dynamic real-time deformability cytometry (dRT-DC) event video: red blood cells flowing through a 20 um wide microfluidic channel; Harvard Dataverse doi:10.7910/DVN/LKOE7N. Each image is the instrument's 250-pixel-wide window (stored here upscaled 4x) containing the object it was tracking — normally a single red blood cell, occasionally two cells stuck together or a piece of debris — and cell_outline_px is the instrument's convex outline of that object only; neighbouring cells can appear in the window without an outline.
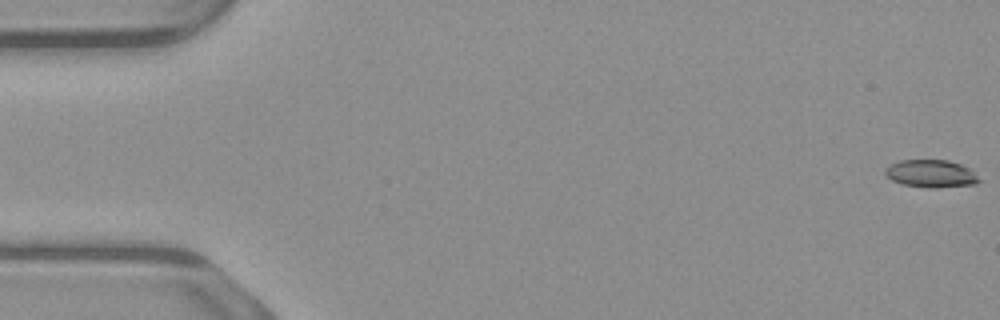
{"species": "common noctule bat (a hibernating species)", "species_latin": "Nyctalus noctula", "temperature_condition": "warm", "stored_images_in_passage": 54, "camera_frame_rate_fps": 3000, "um_per_image_px": 0.085, "animal": {"sex": "male", "body_mass_g": 23.1, "forearm_length_mm": 52.7}, "frame": {"image": 1, "passage_image": 1, "time_ms": 0.0, "image_size_px": [1000, 320], "cell_outline_px": [[980, 180], [976, 184], [936, 188], [932, 188], [904, 184], [892, 180], [884, 172], [884, 168], [900, 160], [948, 160], [972, 168]], "centroid_in_image_um": [79.18, 14.75], "position_along_channel_um": 5.8, "area_um2": 15.09}}
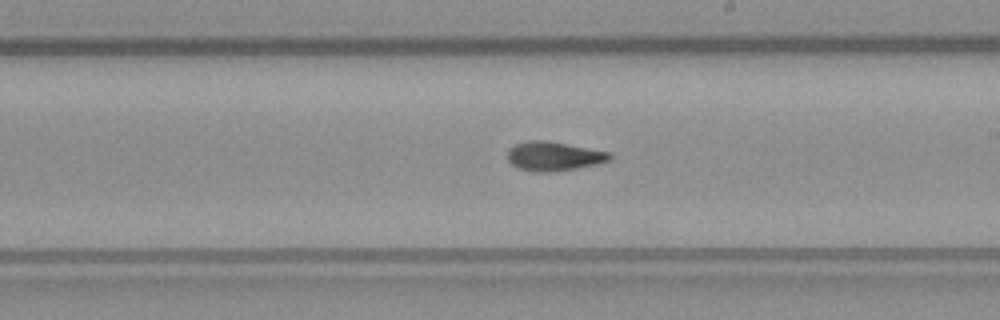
{"frame": {"image": 2, "passage_image": 31, "time_ms": 10.0, "image_size_px": [1000, 320], "cell_outline_px": [[612, 160], [600, 164], [556, 172], [532, 172], [520, 168], [512, 164], [508, 160], [508, 148], [516, 144], [528, 140], [548, 140], [612, 152]], "centroid_in_image_um": [47.13, 13.28], "position_along_channel_um": 241.9, "area_um2": 17.8}}
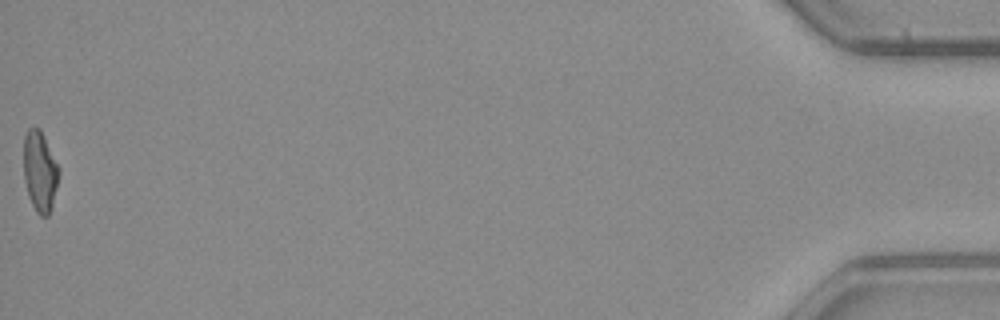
{"frame": {"image": 3, "passage_image": 54, "time_ms": 17.667, "image_size_px": [1000, 320], "cell_outline_px": [[60, 172], [52, 208], [48, 216], [40, 216], [36, 212], [28, 196], [24, 180], [24, 136], [28, 128], [40, 128], [60, 168]], "centroid_in_image_um": [3.4, 14.58], "position_along_channel_um": 431.8, "area_um2": 16.7}, "authors_computed_cell_mechanics": {"area_um2": 16.7909, "velocity_mm_per_s": 3.907, "shape_relaxation_time_tau1_ms": 8.6694, "shape_relaxation_time_tau2_ms": 5.6361, "deformation_change_tau1": 0.2531, "deformation_change_tau2": 0.1241}}